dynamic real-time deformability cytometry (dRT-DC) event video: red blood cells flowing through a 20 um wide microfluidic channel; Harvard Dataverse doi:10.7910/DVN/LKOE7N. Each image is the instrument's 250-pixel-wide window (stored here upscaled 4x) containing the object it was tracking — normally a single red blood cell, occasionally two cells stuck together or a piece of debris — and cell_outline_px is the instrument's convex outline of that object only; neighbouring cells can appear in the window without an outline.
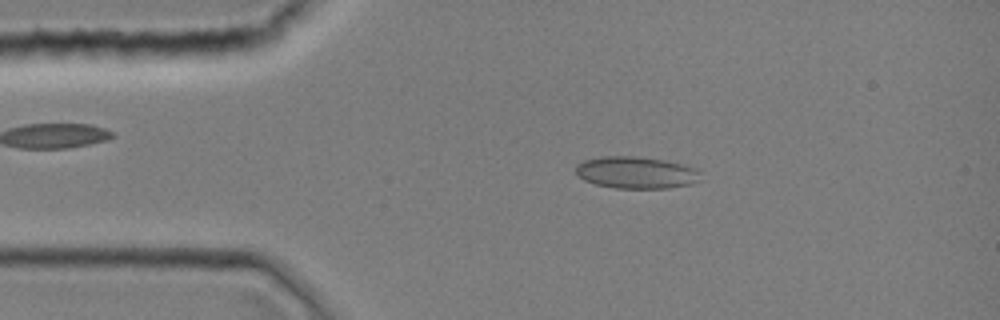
{"species": "common noctule bat (a hibernating species)", "species_latin": "Nyctalus noctula", "temperature_condition": "room temperature", "stored_images_in_passage": 42, "camera_frame_rate_fps": 3000, "um_per_image_px": 0.085, "animal": {"sex": "female", "body_mass_g": 19.0, "forearm_length_mm": 51.5}, "frame": {"image": 1, "passage_image": 7, "time_ms": 2.0, "image_size_px": [1000, 320], "cell_outline_px": [[700, 172], [696, 180], [692, 184], [668, 188], [616, 188], [596, 184], [584, 180], [576, 172], [576, 164], [584, 160], [600, 156], [636, 156], [668, 160], [696, 168]], "centroid_in_image_um": [54.06, 14.65], "position_along_channel_um": 30.9, "area_um2": 23.24}}
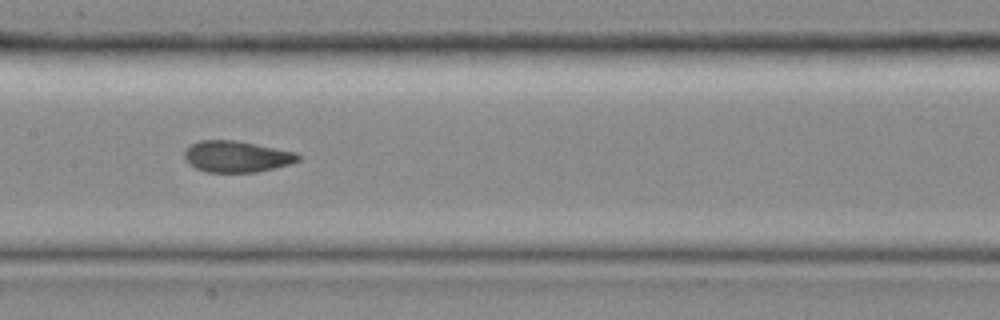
{"frame": {"image": 2, "passage_image": 20, "time_ms": 6.333, "image_size_px": [1000, 320], "cell_outline_px": [[300, 160], [288, 164], [256, 172], [208, 172], [196, 168], [188, 164], [184, 160], [184, 148], [188, 144], [200, 140], [236, 140], [296, 152], [300, 156]], "centroid_in_image_um": [20.04, 13.29], "position_along_channel_um": 187.4, "area_um2": 20.87}}
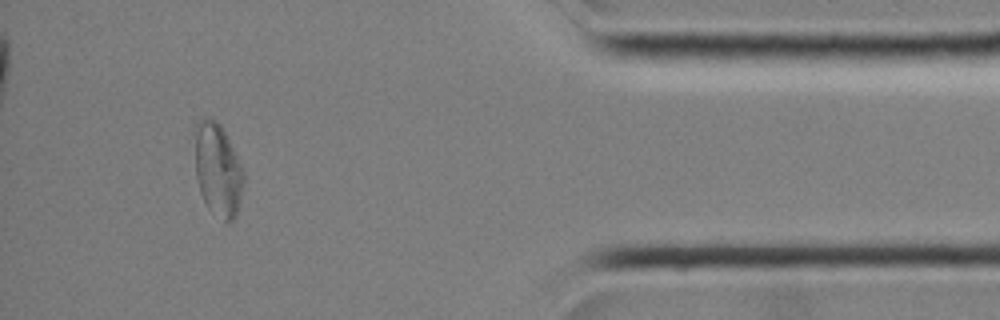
{"frame": {"image": 3, "passage_image": 38, "time_ms": 12.333, "image_size_px": [1000, 320], "cell_outline_px": [[244, 180], [240, 200], [236, 216], [228, 224], [208, 208], [200, 192], [196, 176], [192, 132], [192, 128], [196, 120], [204, 116], [208, 116], [216, 120], [220, 124], [244, 172]], "centroid_in_image_um": [18.45, 14.35], "position_along_channel_um": 416.8, "area_um2": 26.99}}